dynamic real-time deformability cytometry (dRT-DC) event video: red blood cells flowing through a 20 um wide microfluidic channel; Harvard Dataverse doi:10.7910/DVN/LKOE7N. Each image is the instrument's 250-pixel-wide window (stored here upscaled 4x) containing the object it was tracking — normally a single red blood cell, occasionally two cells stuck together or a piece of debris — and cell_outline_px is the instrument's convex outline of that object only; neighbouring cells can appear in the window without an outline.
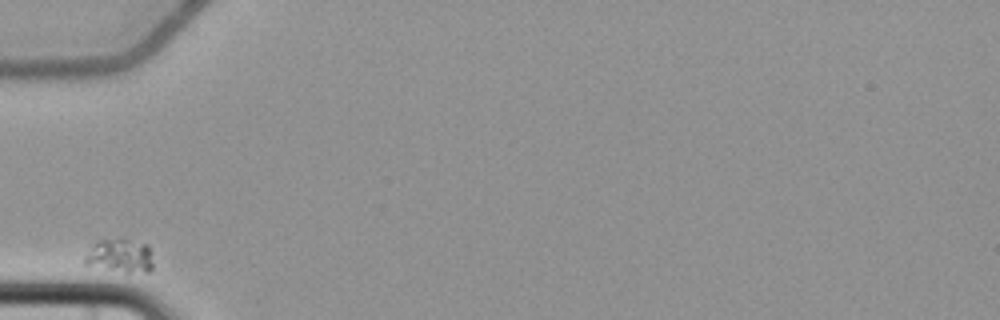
{"species": "common noctule bat (a hibernating species)", "species_latin": "Nyctalus noctula", "temperature_condition": "cold", "stored_images_in_passage": 4, "camera_frame_rate_fps": 3000, "um_per_image_px": 0.085, "animal": {"sex": "female", "body_mass_g": 22.7, "forearm_length_mm": 54.2}, "frame": {"image": 1, "passage_image": 1, "time_ms": 0.0, "image_size_px": [1000, 320], "cell_outline_px": [[152, 268], [148, 272], [124, 272], [84, 264], [84, 256], [100, 240], [120, 236], [148, 244], [152, 264]], "centroid_in_image_um": [10.22, 21.7], "position_along_channel_um": 74.8, "area_um2": 13.47}}
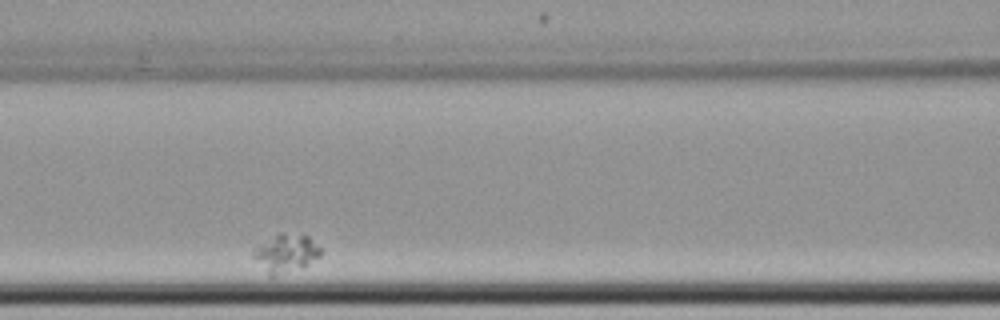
{"frame": {"image": 2, "passage_image": 3, "time_ms": 2.333, "image_size_px": [1000, 320], "cell_outline_px": [[324, 252], [320, 256], [304, 264], [272, 276], [268, 276], [252, 256], [252, 248], [280, 232], [308, 236], [324, 248]], "centroid_in_image_um": [24.28, 21.47], "position_along_channel_um": 142.3, "area_um2": 14.68}}
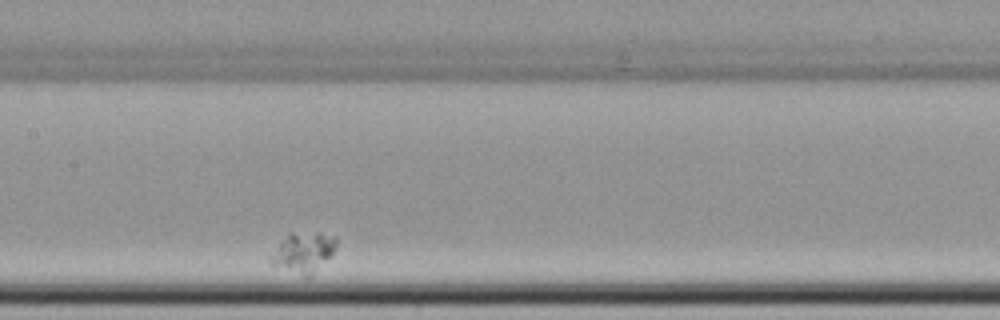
{"frame": {"image": 3, "passage_image": 4, "time_ms": 3.667, "image_size_px": [1000, 320], "cell_outline_px": [[336, 248], [312, 276], [308, 280], [272, 264], [268, 260], [268, 256], [292, 232], [320, 232], [336, 236]], "centroid_in_image_um": [25.79, 21.48], "position_along_channel_um": 181.6, "area_um2": 15.49}}